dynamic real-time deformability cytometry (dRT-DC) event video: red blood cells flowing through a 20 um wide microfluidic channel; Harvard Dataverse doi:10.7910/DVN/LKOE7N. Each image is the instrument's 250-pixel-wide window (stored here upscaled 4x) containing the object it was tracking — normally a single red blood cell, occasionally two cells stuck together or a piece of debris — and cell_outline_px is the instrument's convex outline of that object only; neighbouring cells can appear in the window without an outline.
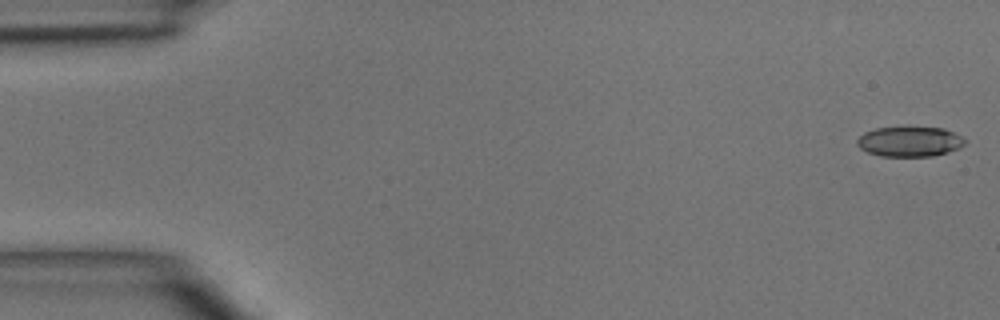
{"species": "common noctule bat (a hibernating species)", "species_latin": "Nyctalus noctula", "temperature_condition": "room temperature", "stored_images_in_passage": 5, "camera_frame_rate_fps": 3000, "um_per_image_px": 0.085, "animal": {"sex": "male", "body_mass_g": 15.6}, "frame": {"image": 1, "passage_image": 1, "time_ms": 0.0, "image_size_px": [1000, 320], "cell_outline_px": [[968, 140], [960, 148], [948, 152], [932, 156], [880, 156], [868, 152], [860, 148], [856, 144], [856, 140], [864, 132], [876, 128], [908, 124], [944, 128]], "centroid_in_image_um": [77.32, 11.98], "position_along_channel_um": 7.7, "area_um2": 19.71}}
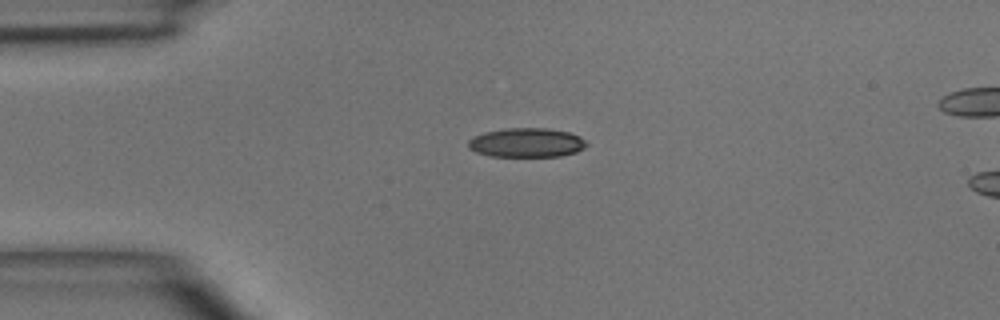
{"frame": {"image": 2, "passage_image": 4, "time_ms": 3.333, "image_size_px": [1000, 320], "cell_outline_px": [[588, 144], [584, 148], [576, 152], [560, 156], [492, 156], [476, 152], [468, 148], [468, 140], [484, 132], [504, 128], [548, 128], [568, 132], [580, 136]], "centroid_in_image_um": [44.76, 12.12], "position_along_channel_um": 40.2, "area_um2": 20.11}}